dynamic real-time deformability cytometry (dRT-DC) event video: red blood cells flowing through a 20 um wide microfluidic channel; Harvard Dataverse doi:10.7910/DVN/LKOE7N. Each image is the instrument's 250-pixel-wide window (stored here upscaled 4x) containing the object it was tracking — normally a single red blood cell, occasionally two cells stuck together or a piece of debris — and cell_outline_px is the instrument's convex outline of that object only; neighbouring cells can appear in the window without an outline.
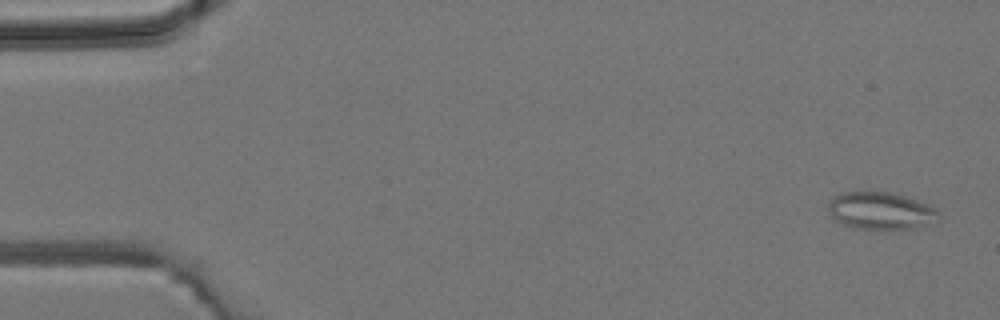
{"species": "common noctule bat (a hibernating species)", "species_latin": "Nyctalus noctula", "temperature_condition": "room temperature", "stored_images_in_passage": 5, "camera_frame_rate_fps": 3000, "um_per_image_px": 0.085, "animal": {"sex": "male", "body_mass_g": 19.2, "forearm_length_mm": 51.8}, "frame": {"image": 1, "passage_image": 1, "time_ms": 0.0, "image_size_px": [1000, 320], "cell_outline_px": [[940, 216], [912, 228], [884, 232], [852, 228], [836, 220], [832, 216], [828, 208], [828, 200], [832, 196], [840, 192], [892, 192], [916, 200], [936, 208], [940, 212]], "centroid_in_image_um": [74.78, 17.94], "position_along_channel_um": 10.2, "area_um2": 24.33}}